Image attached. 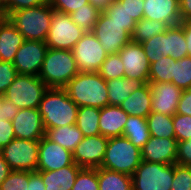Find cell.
Segmentation results:
<instances>
[{
	"instance_id": "cell-3",
	"label": "cell",
	"mask_w": 191,
	"mask_h": 190,
	"mask_svg": "<svg viewBox=\"0 0 191 190\" xmlns=\"http://www.w3.org/2000/svg\"><path fill=\"white\" fill-rule=\"evenodd\" d=\"M53 10L48 1L45 4L11 12L7 18L25 40L45 42L51 26Z\"/></svg>"
},
{
	"instance_id": "cell-10",
	"label": "cell",
	"mask_w": 191,
	"mask_h": 190,
	"mask_svg": "<svg viewBox=\"0 0 191 190\" xmlns=\"http://www.w3.org/2000/svg\"><path fill=\"white\" fill-rule=\"evenodd\" d=\"M92 33L108 55L119 53L132 41L131 35L127 32V25L119 24L104 13H100Z\"/></svg>"
},
{
	"instance_id": "cell-32",
	"label": "cell",
	"mask_w": 191,
	"mask_h": 190,
	"mask_svg": "<svg viewBox=\"0 0 191 190\" xmlns=\"http://www.w3.org/2000/svg\"><path fill=\"white\" fill-rule=\"evenodd\" d=\"M175 61L170 56H162L161 59L151 63L148 81L172 82Z\"/></svg>"
},
{
	"instance_id": "cell-28",
	"label": "cell",
	"mask_w": 191,
	"mask_h": 190,
	"mask_svg": "<svg viewBox=\"0 0 191 190\" xmlns=\"http://www.w3.org/2000/svg\"><path fill=\"white\" fill-rule=\"evenodd\" d=\"M99 119L100 109L82 106L78 107L75 125L82 132L84 137L100 135Z\"/></svg>"
},
{
	"instance_id": "cell-26",
	"label": "cell",
	"mask_w": 191,
	"mask_h": 190,
	"mask_svg": "<svg viewBox=\"0 0 191 190\" xmlns=\"http://www.w3.org/2000/svg\"><path fill=\"white\" fill-rule=\"evenodd\" d=\"M45 137L70 152H73L84 138L76 125L45 129Z\"/></svg>"
},
{
	"instance_id": "cell-40",
	"label": "cell",
	"mask_w": 191,
	"mask_h": 190,
	"mask_svg": "<svg viewBox=\"0 0 191 190\" xmlns=\"http://www.w3.org/2000/svg\"><path fill=\"white\" fill-rule=\"evenodd\" d=\"M141 45L150 64L161 59L163 56V32L141 43Z\"/></svg>"
},
{
	"instance_id": "cell-38",
	"label": "cell",
	"mask_w": 191,
	"mask_h": 190,
	"mask_svg": "<svg viewBox=\"0 0 191 190\" xmlns=\"http://www.w3.org/2000/svg\"><path fill=\"white\" fill-rule=\"evenodd\" d=\"M29 171L12 170L0 184V190H28Z\"/></svg>"
},
{
	"instance_id": "cell-54",
	"label": "cell",
	"mask_w": 191,
	"mask_h": 190,
	"mask_svg": "<svg viewBox=\"0 0 191 190\" xmlns=\"http://www.w3.org/2000/svg\"><path fill=\"white\" fill-rule=\"evenodd\" d=\"M11 171L9 164L4 160L0 153V184L8 177Z\"/></svg>"
},
{
	"instance_id": "cell-46",
	"label": "cell",
	"mask_w": 191,
	"mask_h": 190,
	"mask_svg": "<svg viewBox=\"0 0 191 190\" xmlns=\"http://www.w3.org/2000/svg\"><path fill=\"white\" fill-rule=\"evenodd\" d=\"M177 164L191 166V138L187 141L178 142Z\"/></svg>"
},
{
	"instance_id": "cell-16",
	"label": "cell",
	"mask_w": 191,
	"mask_h": 190,
	"mask_svg": "<svg viewBox=\"0 0 191 190\" xmlns=\"http://www.w3.org/2000/svg\"><path fill=\"white\" fill-rule=\"evenodd\" d=\"M15 138L40 141L45 136V127L39 109H19L13 118Z\"/></svg>"
},
{
	"instance_id": "cell-36",
	"label": "cell",
	"mask_w": 191,
	"mask_h": 190,
	"mask_svg": "<svg viewBox=\"0 0 191 190\" xmlns=\"http://www.w3.org/2000/svg\"><path fill=\"white\" fill-rule=\"evenodd\" d=\"M71 190H99L98 168H81Z\"/></svg>"
},
{
	"instance_id": "cell-55",
	"label": "cell",
	"mask_w": 191,
	"mask_h": 190,
	"mask_svg": "<svg viewBox=\"0 0 191 190\" xmlns=\"http://www.w3.org/2000/svg\"><path fill=\"white\" fill-rule=\"evenodd\" d=\"M5 17H6L5 5L2 2V0H0V19Z\"/></svg>"
},
{
	"instance_id": "cell-15",
	"label": "cell",
	"mask_w": 191,
	"mask_h": 190,
	"mask_svg": "<svg viewBox=\"0 0 191 190\" xmlns=\"http://www.w3.org/2000/svg\"><path fill=\"white\" fill-rule=\"evenodd\" d=\"M151 85V112L174 116L183 90L172 82L148 81Z\"/></svg>"
},
{
	"instance_id": "cell-19",
	"label": "cell",
	"mask_w": 191,
	"mask_h": 190,
	"mask_svg": "<svg viewBox=\"0 0 191 190\" xmlns=\"http://www.w3.org/2000/svg\"><path fill=\"white\" fill-rule=\"evenodd\" d=\"M143 18L158 20L168 26L181 22L179 0H144Z\"/></svg>"
},
{
	"instance_id": "cell-37",
	"label": "cell",
	"mask_w": 191,
	"mask_h": 190,
	"mask_svg": "<svg viewBox=\"0 0 191 190\" xmlns=\"http://www.w3.org/2000/svg\"><path fill=\"white\" fill-rule=\"evenodd\" d=\"M106 16L122 25H127V32L132 35L136 21L128 14L124 6L115 0L110 8L103 12Z\"/></svg>"
},
{
	"instance_id": "cell-30",
	"label": "cell",
	"mask_w": 191,
	"mask_h": 190,
	"mask_svg": "<svg viewBox=\"0 0 191 190\" xmlns=\"http://www.w3.org/2000/svg\"><path fill=\"white\" fill-rule=\"evenodd\" d=\"M147 125L150 136L175 139L173 116L151 112L147 116Z\"/></svg>"
},
{
	"instance_id": "cell-48",
	"label": "cell",
	"mask_w": 191,
	"mask_h": 190,
	"mask_svg": "<svg viewBox=\"0 0 191 190\" xmlns=\"http://www.w3.org/2000/svg\"><path fill=\"white\" fill-rule=\"evenodd\" d=\"M18 111L19 109L11 100L6 99L5 97L2 99L0 104V114L2 121H12L13 118L18 114Z\"/></svg>"
},
{
	"instance_id": "cell-56",
	"label": "cell",
	"mask_w": 191,
	"mask_h": 190,
	"mask_svg": "<svg viewBox=\"0 0 191 190\" xmlns=\"http://www.w3.org/2000/svg\"><path fill=\"white\" fill-rule=\"evenodd\" d=\"M3 98H4V94L0 93V104H1Z\"/></svg>"
},
{
	"instance_id": "cell-11",
	"label": "cell",
	"mask_w": 191,
	"mask_h": 190,
	"mask_svg": "<svg viewBox=\"0 0 191 190\" xmlns=\"http://www.w3.org/2000/svg\"><path fill=\"white\" fill-rule=\"evenodd\" d=\"M72 52L79 72H98L108 56L92 32H85Z\"/></svg>"
},
{
	"instance_id": "cell-4",
	"label": "cell",
	"mask_w": 191,
	"mask_h": 190,
	"mask_svg": "<svg viewBox=\"0 0 191 190\" xmlns=\"http://www.w3.org/2000/svg\"><path fill=\"white\" fill-rule=\"evenodd\" d=\"M78 73L71 50L48 48L38 76L48 88H63Z\"/></svg>"
},
{
	"instance_id": "cell-39",
	"label": "cell",
	"mask_w": 191,
	"mask_h": 190,
	"mask_svg": "<svg viewBox=\"0 0 191 190\" xmlns=\"http://www.w3.org/2000/svg\"><path fill=\"white\" fill-rule=\"evenodd\" d=\"M170 190H191V166L174 164V178Z\"/></svg>"
},
{
	"instance_id": "cell-13",
	"label": "cell",
	"mask_w": 191,
	"mask_h": 190,
	"mask_svg": "<svg viewBox=\"0 0 191 190\" xmlns=\"http://www.w3.org/2000/svg\"><path fill=\"white\" fill-rule=\"evenodd\" d=\"M103 135L86 136L73 150V162L81 168H99L105 157L108 144Z\"/></svg>"
},
{
	"instance_id": "cell-45",
	"label": "cell",
	"mask_w": 191,
	"mask_h": 190,
	"mask_svg": "<svg viewBox=\"0 0 191 190\" xmlns=\"http://www.w3.org/2000/svg\"><path fill=\"white\" fill-rule=\"evenodd\" d=\"M117 1L122 6H124L125 10L136 22H138L143 18L144 0H117Z\"/></svg>"
},
{
	"instance_id": "cell-47",
	"label": "cell",
	"mask_w": 191,
	"mask_h": 190,
	"mask_svg": "<svg viewBox=\"0 0 191 190\" xmlns=\"http://www.w3.org/2000/svg\"><path fill=\"white\" fill-rule=\"evenodd\" d=\"M15 139L12 121L0 120V150Z\"/></svg>"
},
{
	"instance_id": "cell-52",
	"label": "cell",
	"mask_w": 191,
	"mask_h": 190,
	"mask_svg": "<svg viewBox=\"0 0 191 190\" xmlns=\"http://www.w3.org/2000/svg\"><path fill=\"white\" fill-rule=\"evenodd\" d=\"M180 24L183 27L184 35L186 38L188 56H191V20L181 21Z\"/></svg>"
},
{
	"instance_id": "cell-1",
	"label": "cell",
	"mask_w": 191,
	"mask_h": 190,
	"mask_svg": "<svg viewBox=\"0 0 191 190\" xmlns=\"http://www.w3.org/2000/svg\"><path fill=\"white\" fill-rule=\"evenodd\" d=\"M63 89L78 107L101 109L108 105L106 80L98 72H79Z\"/></svg>"
},
{
	"instance_id": "cell-2",
	"label": "cell",
	"mask_w": 191,
	"mask_h": 190,
	"mask_svg": "<svg viewBox=\"0 0 191 190\" xmlns=\"http://www.w3.org/2000/svg\"><path fill=\"white\" fill-rule=\"evenodd\" d=\"M45 129L75 125L78 106L63 88H48L39 105Z\"/></svg>"
},
{
	"instance_id": "cell-35",
	"label": "cell",
	"mask_w": 191,
	"mask_h": 190,
	"mask_svg": "<svg viewBox=\"0 0 191 190\" xmlns=\"http://www.w3.org/2000/svg\"><path fill=\"white\" fill-rule=\"evenodd\" d=\"M98 73L107 81L124 77V66L119 53L109 54Z\"/></svg>"
},
{
	"instance_id": "cell-29",
	"label": "cell",
	"mask_w": 191,
	"mask_h": 190,
	"mask_svg": "<svg viewBox=\"0 0 191 190\" xmlns=\"http://www.w3.org/2000/svg\"><path fill=\"white\" fill-rule=\"evenodd\" d=\"M99 190H133L130 175L98 168Z\"/></svg>"
},
{
	"instance_id": "cell-27",
	"label": "cell",
	"mask_w": 191,
	"mask_h": 190,
	"mask_svg": "<svg viewBox=\"0 0 191 190\" xmlns=\"http://www.w3.org/2000/svg\"><path fill=\"white\" fill-rule=\"evenodd\" d=\"M122 136L127 137L137 148L142 149L150 138L147 118L129 115Z\"/></svg>"
},
{
	"instance_id": "cell-5",
	"label": "cell",
	"mask_w": 191,
	"mask_h": 190,
	"mask_svg": "<svg viewBox=\"0 0 191 190\" xmlns=\"http://www.w3.org/2000/svg\"><path fill=\"white\" fill-rule=\"evenodd\" d=\"M141 161V149L127 137H111L108 139L101 168L132 176Z\"/></svg>"
},
{
	"instance_id": "cell-42",
	"label": "cell",
	"mask_w": 191,
	"mask_h": 190,
	"mask_svg": "<svg viewBox=\"0 0 191 190\" xmlns=\"http://www.w3.org/2000/svg\"><path fill=\"white\" fill-rule=\"evenodd\" d=\"M17 75L12 62L0 61V93H5Z\"/></svg>"
},
{
	"instance_id": "cell-17",
	"label": "cell",
	"mask_w": 191,
	"mask_h": 190,
	"mask_svg": "<svg viewBox=\"0 0 191 190\" xmlns=\"http://www.w3.org/2000/svg\"><path fill=\"white\" fill-rule=\"evenodd\" d=\"M72 152L43 136L39 143L37 171H52L72 165Z\"/></svg>"
},
{
	"instance_id": "cell-21",
	"label": "cell",
	"mask_w": 191,
	"mask_h": 190,
	"mask_svg": "<svg viewBox=\"0 0 191 190\" xmlns=\"http://www.w3.org/2000/svg\"><path fill=\"white\" fill-rule=\"evenodd\" d=\"M25 41L23 35L7 17L0 19V61L12 62Z\"/></svg>"
},
{
	"instance_id": "cell-50",
	"label": "cell",
	"mask_w": 191,
	"mask_h": 190,
	"mask_svg": "<svg viewBox=\"0 0 191 190\" xmlns=\"http://www.w3.org/2000/svg\"><path fill=\"white\" fill-rule=\"evenodd\" d=\"M28 190H45V184L37 171L29 172Z\"/></svg>"
},
{
	"instance_id": "cell-6",
	"label": "cell",
	"mask_w": 191,
	"mask_h": 190,
	"mask_svg": "<svg viewBox=\"0 0 191 190\" xmlns=\"http://www.w3.org/2000/svg\"><path fill=\"white\" fill-rule=\"evenodd\" d=\"M47 89L39 76L18 74L5 91L4 97L11 100L18 109H38Z\"/></svg>"
},
{
	"instance_id": "cell-22",
	"label": "cell",
	"mask_w": 191,
	"mask_h": 190,
	"mask_svg": "<svg viewBox=\"0 0 191 190\" xmlns=\"http://www.w3.org/2000/svg\"><path fill=\"white\" fill-rule=\"evenodd\" d=\"M80 166L73 163L70 166L52 171H37L45 184V190H71Z\"/></svg>"
},
{
	"instance_id": "cell-41",
	"label": "cell",
	"mask_w": 191,
	"mask_h": 190,
	"mask_svg": "<svg viewBox=\"0 0 191 190\" xmlns=\"http://www.w3.org/2000/svg\"><path fill=\"white\" fill-rule=\"evenodd\" d=\"M173 126L177 142L187 141L191 138V116L175 114Z\"/></svg>"
},
{
	"instance_id": "cell-18",
	"label": "cell",
	"mask_w": 191,
	"mask_h": 190,
	"mask_svg": "<svg viewBox=\"0 0 191 190\" xmlns=\"http://www.w3.org/2000/svg\"><path fill=\"white\" fill-rule=\"evenodd\" d=\"M178 142L176 139L157 138L150 136L146 145L141 149V157L143 161L161 163V164H177Z\"/></svg>"
},
{
	"instance_id": "cell-34",
	"label": "cell",
	"mask_w": 191,
	"mask_h": 190,
	"mask_svg": "<svg viewBox=\"0 0 191 190\" xmlns=\"http://www.w3.org/2000/svg\"><path fill=\"white\" fill-rule=\"evenodd\" d=\"M172 83L182 90L191 88V56L175 61Z\"/></svg>"
},
{
	"instance_id": "cell-14",
	"label": "cell",
	"mask_w": 191,
	"mask_h": 190,
	"mask_svg": "<svg viewBox=\"0 0 191 190\" xmlns=\"http://www.w3.org/2000/svg\"><path fill=\"white\" fill-rule=\"evenodd\" d=\"M124 66V77L141 79L148 83L150 63L140 43L130 42L119 52Z\"/></svg>"
},
{
	"instance_id": "cell-7",
	"label": "cell",
	"mask_w": 191,
	"mask_h": 190,
	"mask_svg": "<svg viewBox=\"0 0 191 190\" xmlns=\"http://www.w3.org/2000/svg\"><path fill=\"white\" fill-rule=\"evenodd\" d=\"M133 190H170L174 164L141 161L131 176Z\"/></svg>"
},
{
	"instance_id": "cell-53",
	"label": "cell",
	"mask_w": 191,
	"mask_h": 190,
	"mask_svg": "<svg viewBox=\"0 0 191 190\" xmlns=\"http://www.w3.org/2000/svg\"><path fill=\"white\" fill-rule=\"evenodd\" d=\"M115 0H89V3L101 13L108 10Z\"/></svg>"
},
{
	"instance_id": "cell-20",
	"label": "cell",
	"mask_w": 191,
	"mask_h": 190,
	"mask_svg": "<svg viewBox=\"0 0 191 190\" xmlns=\"http://www.w3.org/2000/svg\"><path fill=\"white\" fill-rule=\"evenodd\" d=\"M128 116L121 107L107 105L100 109L99 131L107 138L122 136Z\"/></svg>"
},
{
	"instance_id": "cell-43",
	"label": "cell",
	"mask_w": 191,
	"mask_h": 190,
	"mask_svg": "<svg viewBox=\"0 0 191 190\" xmlns=\"http://www.w3.org/2000/svg\"><path fill=\"white\" fill-rule=\"evenodd\" d=\"M49 3L55 11L71 14L89 3V0H49Z\"/></svg>"
},
{
	"instance_id": "cell-51",
	"label": "cell",
	"mask_w": 191,
	"mask_h": 190,
	"mask_svg": "<svg viewBox=\"0 0 191 190\" xmlns=\"http://www.w3.org/2000/svg\"><path fill=\"white\" fill-rule=\"evenodd\" d=\"M181 21L191 20V0H179Z\"/></svg>"
},
{
	"instance_id": "cell-33",
	"label": "cell",
	"mask_w": 191,
	"mask_h": 190,
	"mask_svg": "<svg viewBox=\"0 0 191 190\" xmlns=\"http://www.w3.org/2000/svg\"><path fill=\"white\" fill-rule=\"evenodd\" d=\"M100 13L90 3H87L80 9L72 12L70 16L78 27H81L85 32H92Z\"/></svg>"
},
{
	"instance_id": "cell-49",
	"label": "cell",
	"mask_w": 191,
	"mask_h": 190,
	"mask_svg": "<svg viewBox=\"0 0 191 190\" xmlns=\"http://www.w3.org/2000/svg\"><path fill=\"white\" fill-rule=\"evenodd\" d=\"M176 114L191 116V88L183 90Z\"/></svg>"
},
{
	"instance_id": "cell-31",
	"label": "cell",
	"mask_w": 191,
	"mask_h": 190,
	"mask_svg": "<svg viewBox=\"0 0 191 190\" xmlns=\"http://www.w3.org/2000/svg\"><path fill=\"white\" fill-rule=\"evenodd\" d=\"M168 25L158 20H149L142 18L134 26L131 38L134 43H143L153 36L165 32L168 29Z\"/></svg>"
},
{
	"instance_id": "cell-9",
	"label": "cell",
	"mask_w": 191,
	"mask_h": 190,
	"mask_svg": "<svg viewBox=\"0 0 191 190\" xmlns=\"http://www.w3.org/2000/svg\"><path fill=\"white\" fill-rule=\"evenodd\" d=\"M39 143L37 140L15 138L0 153L11 170L34 172L38 166Z\"/></svg>"
},
{
	"instance_id": "cell-23",
	"label": "cell",
	"mask_w": 191,
	"mask_h": 190,
	"mask_svg": "<svg viewBox=\"0 0 191 190\" xmlns=\"http://www.w3.org/2000/svg\"><path fill=\"white\" fill-rule=\"evenodd\" d=\"M119 107L127 115L147 118L152 107L151 85L146 83L140 89H136Z\"/></svg>"
},
{
	"instance_id": "cell-24",
	"label": "cell",
	"mask_w": 191,
	"mask_h": 190,
	"mask_svg": "<svg viewBox=\"0 0 191 190\" xmlns=\"http://www.w3.org/2000/svg\"><path fill=\"white\" fill-rule=\"evenodd\" d=\"M163 56H170L175 60H180L188 56L186 38L182 25L176 24L169 26L163 32Z\"/></svg>"
},
{
	"instance_id": "cell-25",
	"label": "cell",
	"mask_w": 191,
	"mask_h": 190,
	"mask_svg": "<svg viewBox=\"0 0 191 190\" xmlns=\"http://www.w3.org/2000/svg\"><path fill=\"white\" fill-rule=\"evenodd\" d=\"M108 88V105L119 106L132 92L145 85L141 79L122 77L106 81Z\"/></svg>"
},
{
	"instance_id": "cell-8",
	"label": "cell",
	"mask_w": 191,
	"mask_h": 190,
	"mask_svg": "<svg viewBox=\"0 0 191 190\" xmlns=\"http://www.w3.org/2000/svg\"><path fill=\"white\" fill-rule=\"evenodd\" d=\"M84 34L85 31L72 21L70 14L53 10L45 44L48 48L72 51Z\"/></svg>"
},
{
	"instance_id": "cell-12",
	"label": "cell",
	"mask_w": 191,
	"mask_h": 190,
	"mask_svg": "<svg viewBox=\"0 0 191 190\" xmlns=\"http://www.w3.org/2000/svg\"><path fill=\"white\" fill-rule=\"evenodd\" d=\"M47 50L45 42L25 40L13 60L17 73L38 76Z\"/></svg>"
},
{
	"instance_id": "cell-44",
	"label": "cell",
	"mask_w": 191,
	"mask_h": 190,
	"mask_svg": "<svg viewBox=\"0 0 191 190\" xmlns=\"http://www.w3.org/2000/svg\"><path fill=\"white\" fill-rule=\"evenodd\" d=\"M49 0H7L5 5L6 17L14 11L31 8L41 4L47 3Z\"/></svg>"
}]
</instances>
